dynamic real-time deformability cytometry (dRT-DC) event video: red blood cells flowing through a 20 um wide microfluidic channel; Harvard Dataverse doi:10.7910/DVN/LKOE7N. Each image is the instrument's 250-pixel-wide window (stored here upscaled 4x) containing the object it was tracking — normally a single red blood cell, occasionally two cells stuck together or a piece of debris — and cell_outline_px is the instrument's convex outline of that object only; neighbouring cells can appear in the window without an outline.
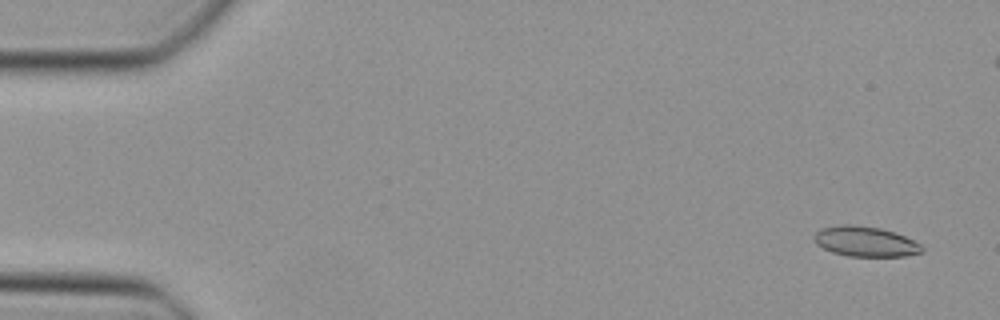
{"species": "Egyptian fruit bat (a non-hibernating species)", "species_latin": "Rousettus aegyptiacus", "temperature_condition": "cold", "stored_images_in_passage": 13, "camera_frame_rate_fps": 3000, "um_per_image_px": 0.085, "animal": {"sex": "female"}, "frame": {"image": 1, "passage_image": 3, "time_ms": 0.667, "image_size_px": [1000, 320], "cell_outline_px": [[924, 252], [904, 256], [848, 256], [832, 252], [816, 244], [812, 236], [820, 228], [840, 224], [852, 224], [880, 228], [904, 236], [920, 244], [924, 248]], "centroid_in_image_um": [73.52, 20.52], "position_along_channel_um": 11.5, "area_um2": 18.96}}